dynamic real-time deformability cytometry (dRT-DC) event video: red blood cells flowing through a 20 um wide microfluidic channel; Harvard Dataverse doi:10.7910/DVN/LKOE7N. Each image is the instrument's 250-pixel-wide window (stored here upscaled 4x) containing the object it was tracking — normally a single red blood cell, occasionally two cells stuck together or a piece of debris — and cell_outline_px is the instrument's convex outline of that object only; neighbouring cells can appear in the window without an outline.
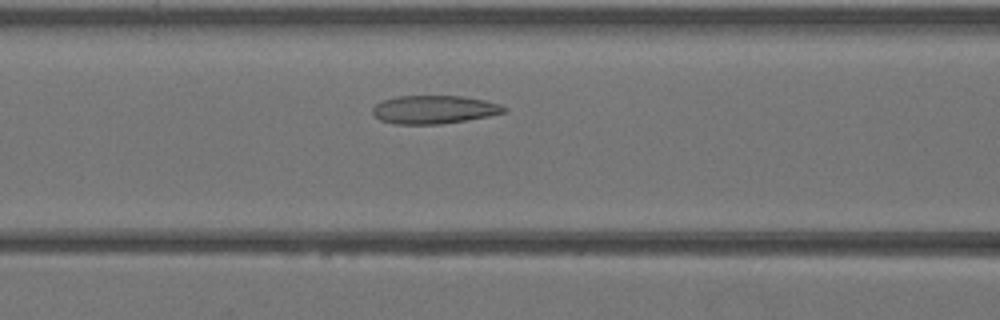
{"species": "Egyptian fruit bat (a non-hibernating species)", "species_latin": "Rousettus aegyptiacus", "temperature_condition": "warm", "stored_images_in_passage": 35, "camera_frame_rate_fps": 3000, "um_per_image_px": 0.085, "animal": {"sex": "female"}, "frame": {"image": 1, "passage_image": 10, "time_ms": 3.0, "image_size_px": [1000, 320], "cell_outline_px": [[508, 108], [504, 112], [488, 116], [440, 124], [396, 124], [380, 120], [372, 112], [372, 108], [376, 104], [384, 100], [396, 96], [464, 96], [484, 100], [500, 104]], "centroid_in_image_um": [36.89, 9.31], "position_along_channel_um": 129.7, "area_um2": 21.5}}
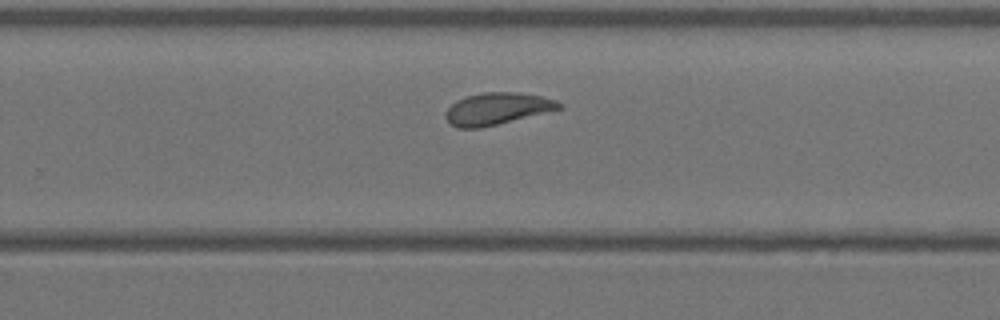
{"frame": {"image": 2, "passage_image": 20, "time_ms": 6.333, "image_size_px": [1000, 320], "cell_outline_px": [[564, 108], [480, 128], [460, 128], [448, 124], [444, 116], [444, 112], [456, 100], [464, 96], [484, 92], [516, 92], [540, 96], [556, 100], [564, 104]], "centroid_in_image_um": [42.23, 9.24], "position_along_channel_um": 287.6, "area_um2": 21.27}}
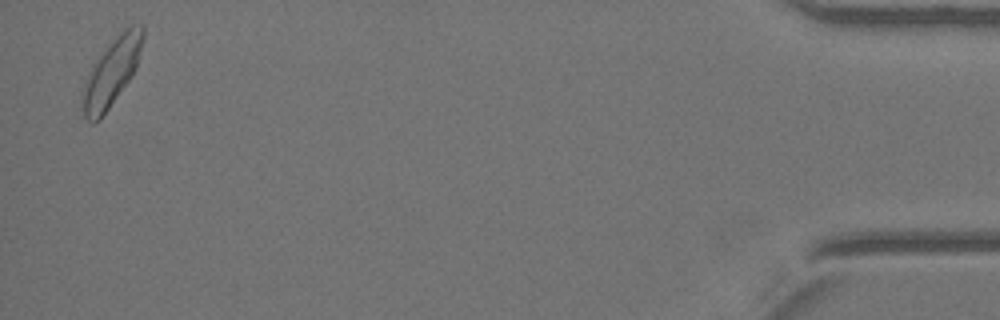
{"frame": {"image": 3, "passage_image": 34, "time_ms": 11.0, "image_size_px": [1000, 320], "cell_outline_px": [[144, 36], [136, 68], [132, 76], [100, 120], [92, 124], [84, 116], [80, 108], [80, 92], [88, 72], [92, 64], [100, 52], [124, 28], [132, 24], [144, 24]], "centroid_in_image_um": [9.44, 6.15], "position_along_channel_um": 425.8, "area_um2": 24.39}}